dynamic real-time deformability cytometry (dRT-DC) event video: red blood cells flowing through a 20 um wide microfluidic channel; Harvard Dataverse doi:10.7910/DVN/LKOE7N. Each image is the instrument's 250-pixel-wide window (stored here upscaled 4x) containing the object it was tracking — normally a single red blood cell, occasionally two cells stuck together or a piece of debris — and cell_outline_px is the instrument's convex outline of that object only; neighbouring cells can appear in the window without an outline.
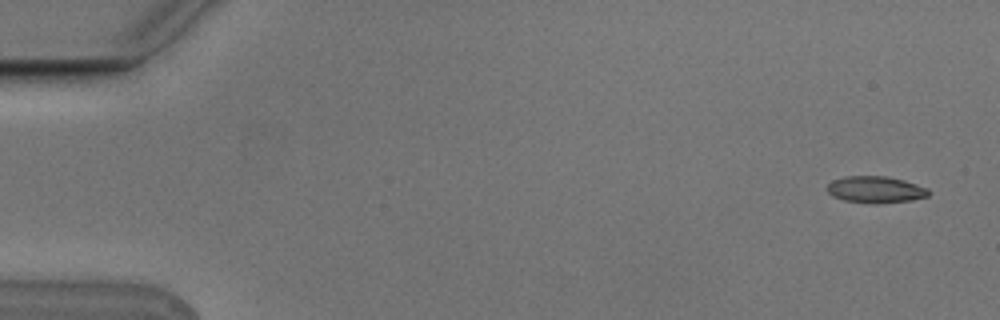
{"species": "Egyptian fruit bat (a non-hibernating species)", "species_latin": "Rousettus aegyptiacus", "temperature_condition": "cold", "stored_images_in_passage": 4, "camera_frame_rate_fps": 3000, "um_per_image_px": 0.085, "animal": {"sex": "male"}, "frame": {"image": 1, "passage_image": 1, "time_ms": 0.0, "image_size_px": [1000, 320], "cell_outline_px": [[932, 192], [928, 196], [912, 200], [876, 204], [872, 204], [844, 200], [832, 196], [828, 192], [828, 184], [832, 180], [844, 176], [884, 176], [904, 180], [928, 188]], "centroid_in_image_um": [74.44, 16.12], "position_along_channel_um": 10.6, "area_um2": 15.9}}